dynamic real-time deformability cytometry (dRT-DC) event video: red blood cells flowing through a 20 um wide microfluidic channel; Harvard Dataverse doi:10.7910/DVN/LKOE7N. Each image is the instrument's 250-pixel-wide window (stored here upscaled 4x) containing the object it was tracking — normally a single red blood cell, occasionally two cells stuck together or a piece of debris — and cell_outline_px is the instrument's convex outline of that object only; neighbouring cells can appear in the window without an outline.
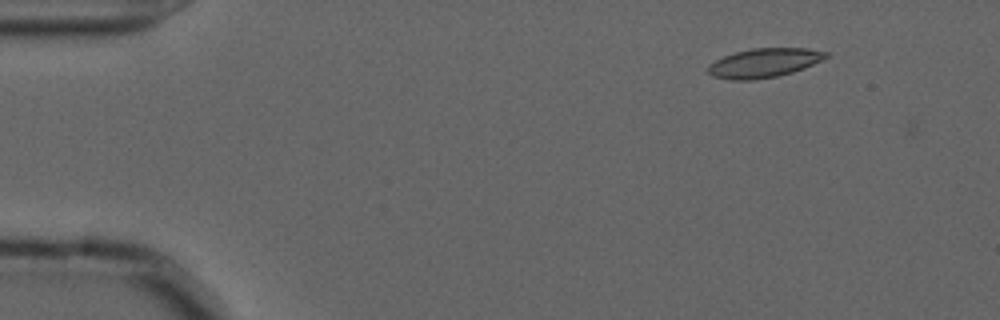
{"species": "common noctule bat (a hibernating species)", "species_latin": "Nyctalus noctula", "temperature_condition": "cold", "stored_images_in_passage": 50, "camera_frame_rate_fps": 3000, "um_per_image_px": 0.085, "animal": {"sex": "male", "forearm_length_mm": 52.5}, "frame": {"image": 1, "passage_image": 1, "time_ms": 0.0, "image_size_px": [1000, 320], "cell_outline_px": [[828, 56], [804, 68], [792, 72], [776, 76], [752, 80], [732, 80], [712, 76], [708, 72], [708, 64], [724, 56], [736, 52], [752, 48], [808, 48], [828, 52]], "centroid_in_image_um": [64.92, 5.34], "position_along_channel_um": 20.1, "area_um2": 19.83}}
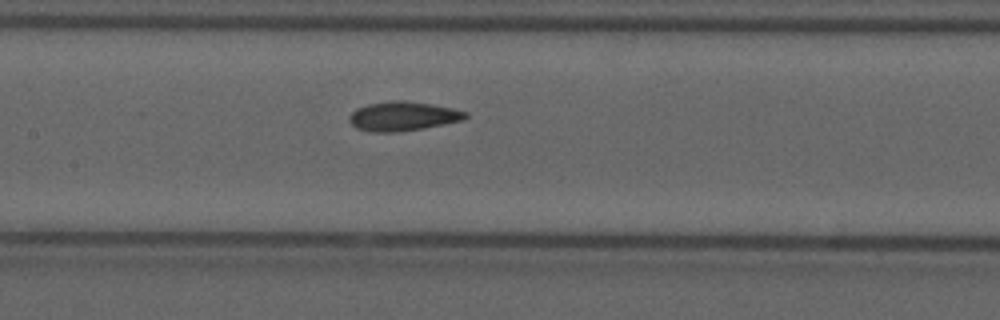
{"frame": {"image": 2, "passage_image": 21, "time_ms": 6.667, "image_size_px": [1000, 320], "cell_outline_px": [[468, 116], [464, 120], [424, 128], [396, 132], [368, 132], [356, 128], [348, 120], [348, 116], [356, 108], [368, 104], [396, 100], [404, 100], [452, 108], [468, 112]], "centroid_in_image_um": [34.22, 9.89], "position_along_channel_um": 173.2, "area_um2": 19.83}}
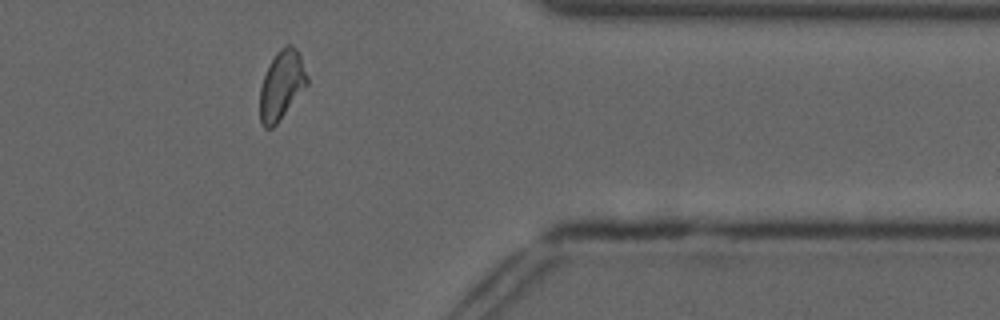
{"frame": {"image": 3, "passage_image": 40, "time_ms": 13.0, "image_size_px": [1000, 320], "cell_outline_px": [[308, 84], [276, 124], [272, 128], [264, 128], [260, 124], [260, 88], [264, 76], [276, 52], [280, 48], [288, 44], [292, 44], [296, 48], [300, 56], [308, 76]], "centroid_in_image_um": [23.93, 7.24], "position_along_channel_um": 387.5, "area_um2": 18.79}, "authors_computed_cell_mechanics": {"area_um2": 19.1607, "velocity_mm_per_s": 3.661, "shape_relaxation_time_tau1_ms": null, "shape_relaxation_time_tau2_ms": 2.4334, "deformation_change_tau1": null, "deformation_change_tau2": 0.0792}}